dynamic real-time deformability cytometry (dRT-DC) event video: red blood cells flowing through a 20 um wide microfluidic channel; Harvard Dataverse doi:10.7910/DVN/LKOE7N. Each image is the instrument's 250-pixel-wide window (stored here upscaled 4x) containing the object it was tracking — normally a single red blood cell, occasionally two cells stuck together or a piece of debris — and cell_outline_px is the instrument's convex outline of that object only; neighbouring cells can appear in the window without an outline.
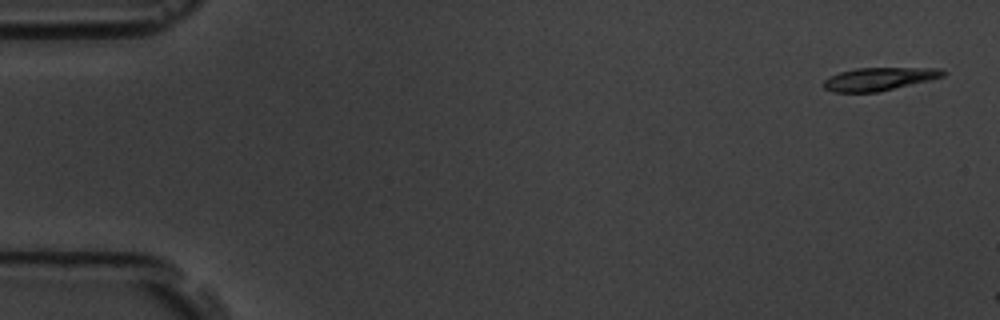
{"species": "common noctule bat (a hibernating species)", "species_latin": "Nyctalus noctula", "temperature_condition": "room temperature", "stored_images_in_passage": 3, "camera_frame_rate_fps": 3000, "um_per_image_px": 0.085, "animal": {"sex": "male", "body_mass_g": 19.5, "forearm_length_mm": 54.6}, "frame": {"image": 1, "passage_image": 1, "time_ms": 0.0, "image_size_px": [1000, 320], "cell_outline_px": [[948, 72], [944, 76], [932, 80], [876, 92], [832, 92], [824, 88], [820, 84], [828, 76], [840, 72], [856, 68], [940, 68]], "centroid_in_image_um": [74.71, 6.71], "position_along_channel_um": 10.3, "area_um2": 16.18}}